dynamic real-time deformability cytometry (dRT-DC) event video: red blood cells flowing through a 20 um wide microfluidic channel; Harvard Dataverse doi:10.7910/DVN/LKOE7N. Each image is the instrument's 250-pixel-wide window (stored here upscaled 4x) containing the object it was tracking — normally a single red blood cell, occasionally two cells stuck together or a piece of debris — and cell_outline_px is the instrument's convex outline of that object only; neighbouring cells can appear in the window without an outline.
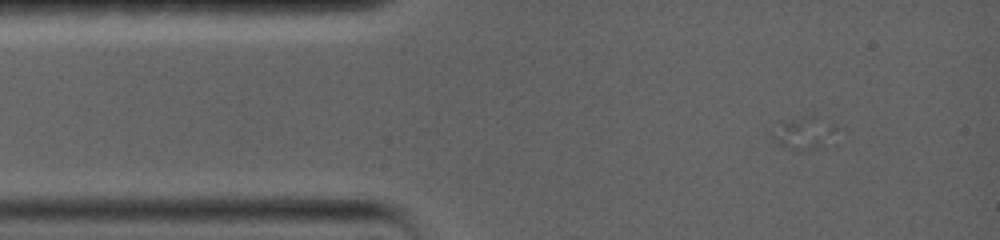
{"species": "common noctule bat (a hibernating species)", "species_latin": "Nyctalus noctula", "temperature_condition": "warm", "stored_images_in_passage": 7, "camera_frame_rate_fps": 5000, "um_per_image_px": 0.085, "animal": {"sex": "female", "body_mass_g": 19.0, "forearm_length_mm": 56.7}, "frame": {"image": 1, "passage_image": 3, "time_ms": 0.8, "image_size_px": [1000, 240], "cell_outline_px": [[836, 128], [824, 148], [800, 152], [788, 148], [780, 144], [772, 136], [784, 124], [792, 120], [808, 116], [812, 116], [832, 120]], "centroid_in_image_um": [68.47, 11.36], "position_along_channel_um": 16.5, "area_um2": 11.56}}